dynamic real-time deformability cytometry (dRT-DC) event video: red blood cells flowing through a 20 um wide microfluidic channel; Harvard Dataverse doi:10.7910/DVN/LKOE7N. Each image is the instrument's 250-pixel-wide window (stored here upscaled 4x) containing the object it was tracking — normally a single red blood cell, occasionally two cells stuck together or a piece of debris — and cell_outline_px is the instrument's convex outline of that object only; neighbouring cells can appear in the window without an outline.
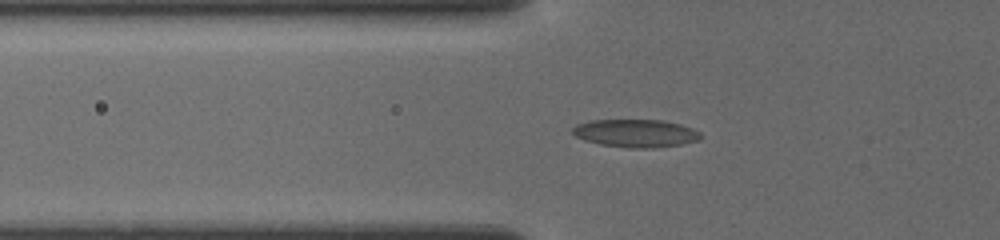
{"species": "common noctule bat (a hibernating species)", "species_latin": "Nyctalus noctula", "temperature_condition": "cold", "stored_images_in_passage": 32, "camera_frame_rate_fps": 3000, "um_per_image_px": 0.085, "animal": {"sex": "female", "body_mass_g": 19.5, "forearm_length_mm": 54.1}, "frame": {"image": 1, "passage_image": 18, "time_ms": 6.667, "image_size_px": [1000, 240], "cell_outline_px": [[704, 136], [700, 140], [680, 144], [652, 148], [628, 148], [600, 144], [584, 140], [576, 136], [572, 132], [572, 128], [576, 124], [592, 120], [664, 120], [680, 124], [692, 128], [700, 132]], "centroid_in_image_um": [54.05, 11.32], "position_along_channel_um": 71.7, "area_um2": 20.92}}
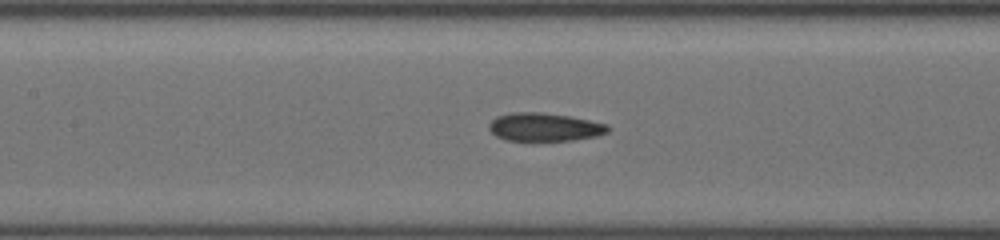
{"frame": {"image": 2, "passage_image": 26, "time_ms": 9.0, "image_size_px": [1000, 240], "cell_outline_px": [[612, 128], [608, 132], [596, 136], [572, 140], [508, 140], [496, 136], [488, 128], [488, 124], [496, 116], [512, 112], [540, 112], [568, 116], [608, 124]], "centroid_in_image_um": [46.28, 10.79], "position_along_channel_um": 161.1, "area_um2": 19.48}}
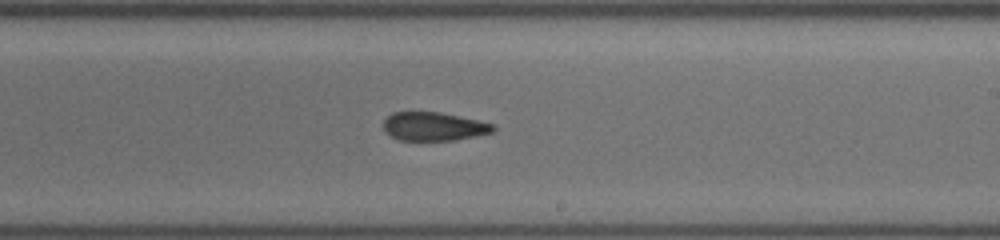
{"frame": {"image": 3, "passage_image": 32, "time_ms": 11.333, "image_size_px": [1000, 240], "cell_outline_px": [[496, 128], [492, 132], [452, 140], [400, 140], [392, 136], [384, 128], [384, 120], [392, 112], [440, 112], [496, 124]], "centroid_in_image_um": [36.88, 10.73], "position_along_channel_um": 252.1, "area_um2": 17.98}}